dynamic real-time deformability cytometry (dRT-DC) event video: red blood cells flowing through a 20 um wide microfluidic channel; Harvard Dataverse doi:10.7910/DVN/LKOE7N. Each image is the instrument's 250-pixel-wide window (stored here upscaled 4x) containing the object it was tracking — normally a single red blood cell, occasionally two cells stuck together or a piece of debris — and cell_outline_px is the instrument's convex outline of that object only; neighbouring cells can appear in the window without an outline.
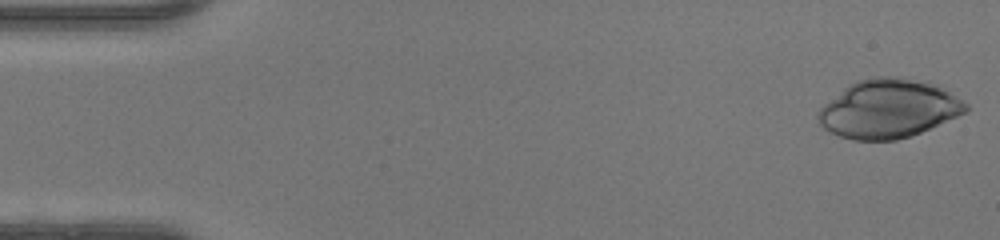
{"species": "human", "species_latin": "Homo sapiens", "temperature_condition": "warm", "stored_images_in_passage": 47, "camera_frame_rate_fps": 3000, "um_per_image_px": 0.085, "donor": {"sex": "female"}, "frame": {"image": 1, "passage_image": 1, "time_ms": 0.0, "image_size_px": [1000, 240], "cell_outline_px": [[968, 112], [920, 132], [896, 140], [852, 140], [840, 136], [824, 128], [820, 124], [816, 116], [820, 108], [824, 104], [844, 88], [860, 80], [872, 76], [896, 76], [928, 80], [940, 84], [968, 104]], "centroid_in_image_um": [75.57, 9.21], "position_along_channel_um": 9.4, "area_um2": 50.75}}
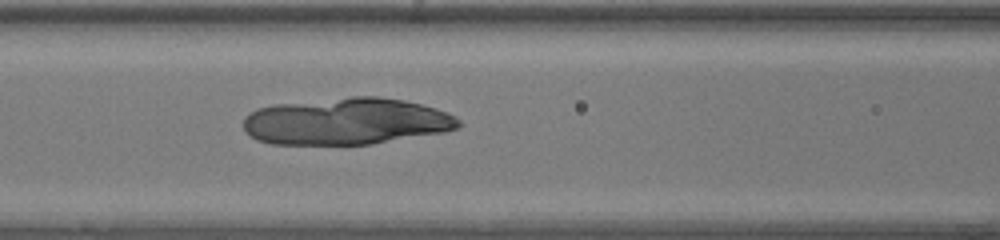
{"frame": {"image": 2, "passage_image": 20, "time_ms": 6.333, "image_size_px": [1000, 240], "cell_outline_px": [[460, 124], [456, 128], [444, 132], [372, 144], [272, 144], [256, 140], [244, 132], [244, 116], [256, 108], [276, 104], [352, 96], [380, 96], [404, 100], [436, 108], [448, 112], [456, 116], [460, 120]], "centroid_in_image_um": [29.43, 10.31], "position_along_channel_um": 137.2, "area_um2": 59.01}}
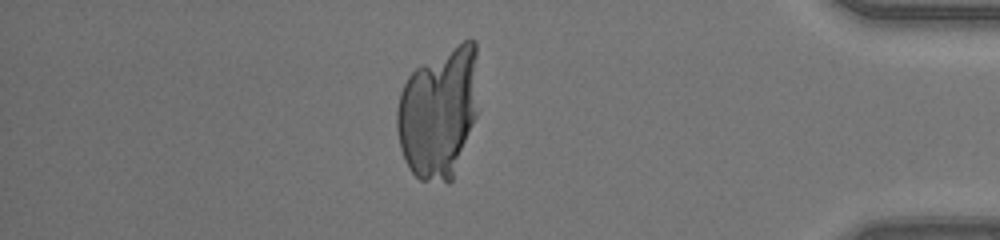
{"frame": {"image": 3, "passage_image": 41, "time_ms": 13.333, "image_size_px": [1000, 240], "cell_outline_px": [[476, 116], [452, 180], [448, 184], [420, 180], [408, 168], [404, 160], [400, 148], [396, 128], [396, 108], [400, 92], [408, 76], [416, 68], [464, 40], [476, 40]], "centroid_in_image_um": [37.25, 9.6], "position_along_channel_um": 398.0, "area_um2": 61.9}}